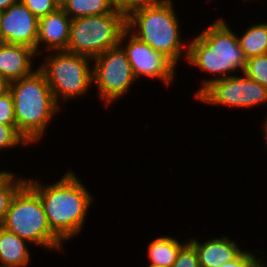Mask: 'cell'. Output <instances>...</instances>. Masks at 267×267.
<instances>
[{
    "instance_id": "cell-9",
    "label": "cell",
    "mask_w": 267,
    "mask_h": 267,
    "mask_svg": "<svg viewBox=\"0 0 267 267\" xmlns=\"http://www.w3.org/2000/svg\"><path fill=\"white\" fill-rule=\"evenodd\" d=\"M205 105L251 109L267 103V88L243 74L211 83L197 98Z\"/></svg>"
},
{
    "instance_id": "cell-19",
    "label": "cell",
    "mask_w": 267,
    "mask_h": 267,
    "mask_svg": "<svg viewBox=\"0 0 267 267\" xmlns=\"http://www.w3.org/2000/svg\"><path fill=\"white\" fill-rule=\"evenodd\" d=\"M27 178L16 176L13 172L1 185H0V226L3 223L6 213L13 196L18 189L26 182Z\"/></svg>"
},
{
    "instance_id": "cell-34",
    "label": "cell",
    "mask_w": 267,
    "mask_h": 267,
    "mask_svg": "<svg viewBox=\"0 0 267 267\" xmlns=\"http://www.w3.org/2000/svg\"><path fill=\"white\" fill-rule=\"evenodd\" d=\"M2 13H3V11L0 10V21H1Z\"/></svg>"
},
{
    "instance_id": "cell-3",
    "label": "cell",
    "mask_w": 267,
    "mask_h": 267,
    "mask_svg": "<svg viewBox=\"0 0 267 267\" xmlns=\"http://www.w3.org/2000/svg\"><path fill=\"white\" fill-rule=\"evenodd\" d=\"M173 2L143 3L126 18V29L178 66L181 58L187 59L189 41L181 38V24Z\"/></svg>"
},
{
    "instance_id": "cell-8",
    "label": "cell",
    "mask_w": 267,
    "mask_h": 267,
    "mask_svg": "<svg viewBox=\"0 0 267 267\" xmlns=\"http://www.w3.org/2000/svg\"><path fill=\"white\" fill-rule=\"evenodd\" d=\"M92 63L93 85H96L98 97L105 107L120 100L137 81L120 45L97 55Z\"/></svg>"
},
{
    "instance_id": "cell-18",
    "label": "cell",
    "mask_w": 267,
    "mask_h": 267,
    "mask_svg": "<svg viewBox=\"0 0 267 267\" xmlns=\"http://www.w3.org/2000/svg\"><path fill=\"white\" fill-rule=\"evenodd\" d=\"M62 9L72 20L87 16L104 15L113 11L108 0H68Z\"/></svg>"
},
{
    "instance_id": "cell-20",
    "label": "cell",
    "mask_w": 267,
    "mask_h": 267,
    "mask_svg": "<svg viewBox=\"0 0 267 267\" xmlns=\"http://www.w3.org/2000/svg\"><path fill=\"white\" fill-rule=\"evenodd\" d=\"M242 74L267 88V54L248 58Z\"/></svg>"
},
{
    "instance_id": "cell-12",
    "label": "cell",
    "mask_w": 267,
    "mask_h": 267,
    "mask_svg": "<svg viewBox=\"0 0 267 267\" xmlns=\"http://www.w3.org/2000/svg\"><path fill=\"white\" fill-rule=\"evenodd\" d=\"M71 22L72 19L62 8L39 18L36 55L38 56L43 50L46 52L67 50ZM41 47L44 49L41 50Z\"/></svg>"
},
{
    "instance_id": "cell-30",
    "label": "cell",
    "mask_w": 267,
    "mask_h": 267,
    "mask_svg": "<svg viewBox=\"0 0 267 267\" xmlns=\"http://www.w3.org/2000/svg\"><path fill=\"white\" fill-rule=\"evenodd\" d=\"M262 127H263V129H264V130L262 131V132H264V135H263V136H265V137H264V140H265L264 143H266V145H267V116H265V119L263 120Z\"/></svg>"
},
{
    "instance_id": "cell-15",
    "label": "cell",
    "mask_w": 267,
    "mask_h": 267,
    "mask_svg": "<svg viewBox=\"0 0 267 267\" xmlns=\"http://www.w3.org/2000/svg\"><path fill=\"white\" fill-rule=\"evenodd\" d=\"M27 244L30 245L0 226V267H28L32 258Z\"/></svg>"
},
{
    "instance_id": "cell-11",
    "label": "cell",
    "mask_w": 267,
    "mask_h": 267,
    "mask_svg": "<svg viewBox=\"0 0 267 267\" xmlns=\"http://www.w3.org/2000/svg\"><path fill=\"white\" fill-rule=\"evenodd\" d=\"M38 18L19 0L3 11L0 42L30 47L36 53Z\"/></svg>"
},
{
    "instance_id": "cell-6",
    "label": "cell",
    "mask_w": 267,
    "mask_h": 267,
    "mask_svg": "<svg viewBox=\"0 0 267 267\" xmlns=\"http://www.w3.org/2000/svg\"><path fill=\"white\" fill-rule=\"evenodd\" d=\"M42 62L37 69L44 75L60 107L61 103L86 96L91 90V58L61 50L47 52Z\"/></svg>"
},
{
    "instance_id": "cell-5",
    "label": "cell",
    "mask_w": 267,
    "mask_h": 267,
    "mask_svg": "<svg viewBox=\"0 0 267 267\" xmlns=\"http://www.w3.org/2000/svg\"><path fill=\"white\" fill-rule=\"evenodd\" d=\"M1 226L31 245L63 252L64 242L52 231L38 193L25 182L13 196Z\"/></svg>"
},
{
    "instance_id": "cell-13",
    "label": "cell",
    "mask_w": 267,
    "mask_h": 267,
    "mask_svg": "<svg viewBox=\"0 0 267 267\" xmlns=\"http://www.w3.org/2000/svg\"><path fill=\"white\" fill-rule=\"evenodd\" d=\"M188 241L195 247L200 267H220L226 262L236 259L244 250L237 241L226 235L220 238H210L206 241H198L189 238Z\"/></svg>"
},
{
    "instance_id": "cell-24",
    "label": "cell",
    "mask_w": 267,
    "mask_h": 267,
    "mask_svg": "<svg viewBox=\"0 0 267 267\" xmlns=\"http://www.w3.org/2000/svg\"><path fill=\"white\" fill-rule=\"evenodd\" d=\"M0 124L17 126L11 92L0 98Z\"/></svg>"
},
{
    "instance_id": "cell-22",
    "label": "cell",
    "mask_w": 267,
    "mask_h": 267,
    "mask_svg": "<svg viewBox=\"0 0 267 267\" xmlns=\"http://www.w3.org/2000/svg\"><path fill=\"white\" fill-rule=\"evenodd\" d=\"M171 267H200L195 247L188 240L180 248Z\"/></svg>"
},
{
    "instance_id": "cell-7",
    "label": "cell",
    "mask_w": 267,
    "mask_h": 267,
    "mask_svg": "<svg viewBox=\"0 0 267 267\" xmlns=\"http://www.w3.org/2000/svg\"><path fill=\"white\" fill-rule=\"evenodd\" d=\"M125 30L126 17L115 11L73 19L66 51L94 59L118 46Z\"/></svg>"
},
{
    "instance_id": "cell-1",
    "label": "cell",
    "mask_w": 267,
    "mask_h": 267,
    "mask_svg": "<svg viewBox=\"0 0 267 267\" xmlns=\"http://www.w3.org/2000/svg\"><path fill=\"white\" fill-rule=\"evenodd\" d=\"M61 177L50 184L38 178L26 182L38 193L52 231L67 242L81 234L94 197L71 169Z\"/></svg>"
},
{
    "instance_id": "cell-14",
    "label": "cell",
    "mask_w": 267,
    "mask_h": 267,
    "mask_svg": "<svg viewBox=\"0 0 267 267\" xmlns=\"http://www.w3.org/2000/svg\"><path fill=\"white\" fill-rule=\"evenodd\" d=\"M36 57L30 47L0 42V75L10 82L28 77L37 69L32 64Z\"/></svg>"
},
{
    "instance_id": "cell-4",
    "label": "cell",
    "mask_w": 267,
    "mask_h": 267,
    "mask_svg": "<svg viewBox=\"0 0 267 267\" xmlns=\"http://www.w3.org/2000/svg\"><path fill=\"white\" fill-rule=\"evenodd\" d=\"M10 92L17 130L30 145L40 143L51 120L61 112L44 75L36 69L28 77L11 81Z\"/></svg>"
},
{
    "instance_id": "cell-16",
    "label": "cell",
    "mask_w": 267,
    "mask_h": 267,
    "mask_svg": "<svg viewBox=\"0 0 267 267\" xmlns=\"http://www.w3.org/2000/svg\"><path fill=\"white\" fill-rule=\"evenodd\" d=\"M187 241H179L176 238L160 236L153 239L147 246V256L151 265L171 267L176 260L180 248Z\"/></svg>"
},
{
    "instance_id": "cell-26",
    "label": "cell",
    "mask_w": 267,
    "mask_h": 267,
    "mask_svg": "<svg viewBox=\"0 0 267 267\" xmlns=\"http://www.w3.org/2000/svg\"><path fill=\"white\" fill-rule=\"evenodd\" d=\"M111 9L123 14L126 18L143 3L140 0H108Z\"/></svg>"
},
{
    "instance_id": "cell-17",
    "label": "cell",
    "mask_w": 267,
    "mask_h": 267,
    "mask_svg": "<svg viewBox=\"0 0 267 267\" xmlns=\"http://www.w3.org/2000/svg\"><path fill=\"white\" fill-rule=\"evenodd\" d=\"M237 39L246 59L267 54V23H253Z\"/></svg>"
},
{
    "instance_id": "cell-33",
    "label": "cell",
    "mask_w": 267,
    "mask_h": 267,
    "mask_svg": "<svg viewBox=\"0 0 267 267\" xmlns=\"http://www.w3.org/2000/svg\"><path fill=\"white\" fill-rule=\"evenodd\" d=\"M148 267H162V266H157V265H151V264H149Z\"/></svg>"
},
{
    "instance_id": "cell-28",
    "label": "cell",
    "mask_w": 267,
    "mask_h": 267,
    "mask_svg": "<svg viewBox=\"0 0 267 267\" xmlns=\"http://www.w3.org/2000/svg\"><path fill=\"white\" fill-rule=\"evenodd\" d=\"M19 0H0V10L4 11L9 8L12 4L17 3Z\"/></svg>"
},
{
    "instance_id": "cell-31",
    "label": "cell",
    "mask_w": 267,
    "mask_h": 267,
    "mask_svg": "<svg viewBox=\"0 0 267 267\" xmlns=\"http://www.w3.org/2000/svg\"><path fill=\"white\" fill-rule=\"evenodd\" d=\"M68 0H54V2L57 4L59 8H62Z\"/></svg>"
},
{
    "instance_id": "cell-27",
    "label": "cell",
    "mask_w": 267,
    "mask_h": 267,
    "mask_svg": "<svg viewBox=\"0 0 267 267\" xmlns=\"http://www.w3.org/2000/svg\"><path fill=\"white\" fill-rule=\"evenodd\" d=\"M10 81L0 75V98L10 91Z\"/></svg>"
},
{
    "instance_id": "cell-23",
    "label": "cell",
    "mask_w": 267,
    "mask_h": 267,
    "mask_svg": "<svg viewBox=\"0 0 267 267\" xmlns=\"http://www.w3.org/2000/svg\"><path fill=\"white\" fill-rule=\"evenodd\" d=\"M38 19L56 11L59 7L54 0H21Z\"/></svg>"
},
{
    "instance_id": "cell-21",
    "label": "cell",
    "mask_w": 267,
    "mask_h": 267,
    "mask_svg": "<svg viewBox=\"0 0 267 267\" xmlns=\"http://www.w3.org/2000/svg\"><path fill=\"white\" fill-rule=\"evenodd\" d=\"M30 146L26 139L19 133L17 126L0 124V152L8 148Z\"/></svg>"
},
{
    "instance_id": "cell-29",
    "label": "cell",
    "mask_w": 267,
    "mask_h": 267,
    "mask_svg": "<svg viewBox=\"0 0 267 267\" xmlns=\"http://www.w3.org/2000/svg\"><path fill=\"white\" fill-rule=\"evenodd\" d=\"M13 172L10 170H0V185L12 174Z\"/></svg>"
},
{
    "instance_id": "cell-2",
    "label": "cell",
    "mask_w": 267,
    "mask_h": 267,
    "mask_svg": "<svg viewBox=\"0 0 267 267\" xmlns=\"http://www.w3.org/2000/svg\"><path fill=\"white\" fill-rule=\"evenodd\" d=\"M225 21L218 17L188 43L187 63L213 75L202 80L195 98L214 81L234 76V73L237 75L239 71L243 73L245 69L247 59L238 43L237 33Z\"/></svg>"
},
{
    "instance_id": "cell-32",
    "label": "cell",
    "mask_w": 267,
    "mask_h": 267,
    "mask_svg": "<svg viewBox=\"0 0 267 267\" xmlns=\"http://www.w3.org/2000/svg\"><path fill=\"white\" fill-rule=\"evenodd\" d=\"M142 3H155V2H159L162 0H140Z\"/></svg>"
},
{
    "instance_id": "cell-25",
    "label": "cell",
    "mask_w": 267,
    "mask_h": 267,
    "mask_svg": "<svg viewBox=\"0 0 267 267\" xmlns=\"http://www.w3.org/2000/svg\"><path fill=\"white\" fill-rule=\"evenodd\" d=\"M263 261L252 251L244 250L236 259L222 264L220 267H263Z\"/></svg>"
},
{
    "instance_id": "cell-10",
    "label": "cell",
    "mask_w": 267,
    "mask_h": 267,
    "mask_svg": "<svg viewBox=\"0 0 267 267\" xmlns=\"http://www.w3.org/2000/svg\"><path fill=\"white\" fill-rule=\"evenodd\" d=\"M119 45L126 52L136 80L142 77L158 79L166 87L175 81L177 66L164 54L137 39L127 29L122 33Z\"/></svg>"
}]
</instances>
